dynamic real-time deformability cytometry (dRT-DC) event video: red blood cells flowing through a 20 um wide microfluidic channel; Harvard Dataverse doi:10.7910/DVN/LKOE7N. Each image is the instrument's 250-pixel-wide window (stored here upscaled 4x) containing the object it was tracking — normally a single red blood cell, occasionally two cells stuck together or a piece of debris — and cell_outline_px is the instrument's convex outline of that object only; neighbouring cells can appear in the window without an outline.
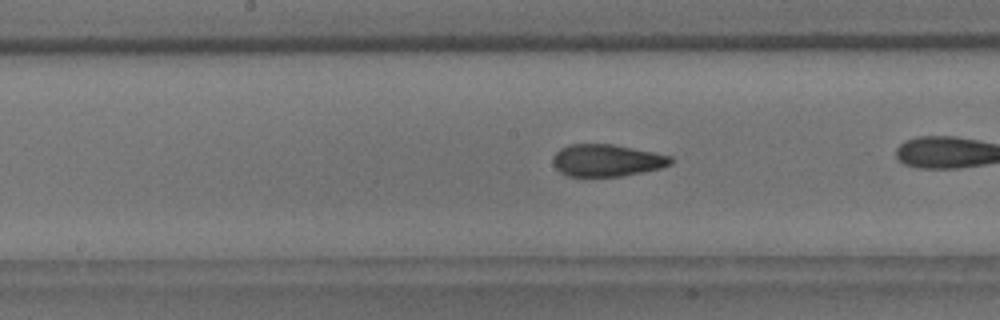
{"species": "common noctule bat (a hibernating species)", "species_latin": "Nyctalus noctula", "temperature_condition": "room temperature", "stored_images_in_passage": 37, "camera_frame_rate_fps": 3000, "um_per_image_px": 0.085, "animal": {"sex": "male", "body_mass_g": 18.8}, "frame": {"image": 1, "passage_image": 22, "time_ms": 7.0, "image_size_px": [1000, 320], "cell_outline_px": [[672, 164], [660, 168], [620, 176], [568, 176], [560, 172], [552, 164], [552, 156], [560, 148], [568, 144], [612, 144], [672, 156]], "centroid_in_image_um": [51.53, 13.62], "position_along_channel_um": 196.7, "area_um2": 21.96}}
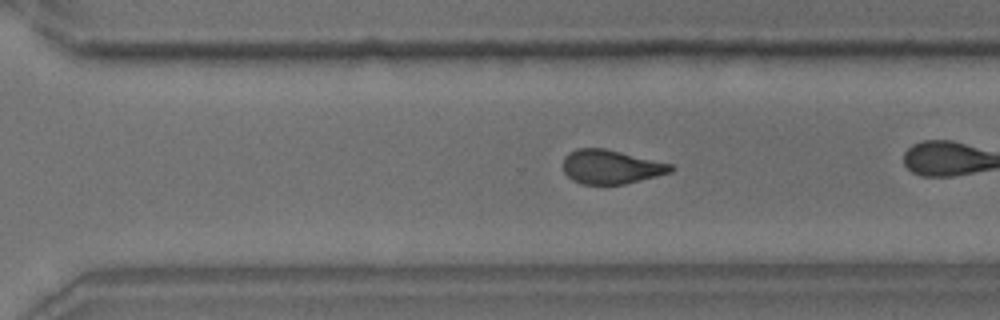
{"frame": {"image": 2, "passage_image": 32, "time_ms": 10.333, "image_size_px": [1000, 320], "cell_outline_px": [[676, 168], [672, 172], [624, 184], [580, 184], [572, 180], [564, 172], [564, 156], [568, 152], [576, 148], [604, 148], [672, 164]], "centroid_in_image_um": [51.92, 14.18], "position_along_channel_um": 318.7, "area_um2": 21.33}}